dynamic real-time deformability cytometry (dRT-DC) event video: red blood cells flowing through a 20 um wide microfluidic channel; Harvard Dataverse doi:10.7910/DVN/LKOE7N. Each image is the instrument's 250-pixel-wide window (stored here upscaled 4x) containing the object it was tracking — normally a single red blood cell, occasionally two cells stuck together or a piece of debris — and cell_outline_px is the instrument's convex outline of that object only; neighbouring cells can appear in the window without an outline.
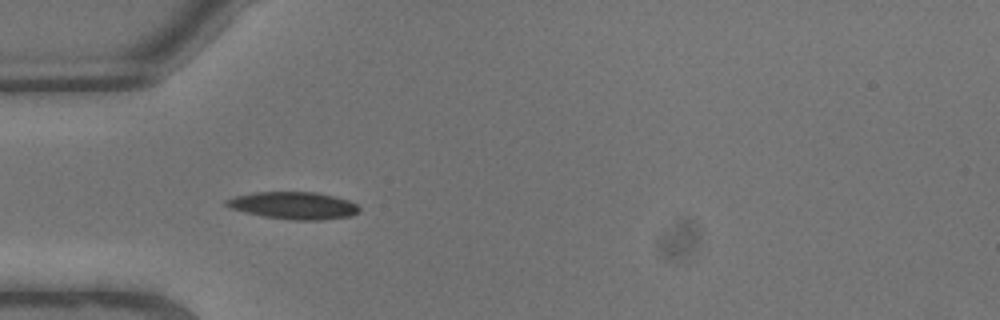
{"species": "common noctule bat (a hibernating species)", "species_latin": "Nyctalus noctula", "temperature_condition": "warm", "stored_images_in_passage": 3, "camera_frame_rate_fps": 3000, "um_per_image_px": 0.085, "animal": {"sex": "male", "body_mass_g": 13.3}, "frame": {"image": 1, "passage_image": 2, "time_ms": 0.333, "image_size_px": [1000, 320], "cell_outline_px": [[360, 212], [348, 216], [324, 220], [292, 220], [264, 216], [244, 212], [228, 208], [224, 204], [224, 200], [232, 196], [256, 192], [316, 192], [336, 196], [348, 200], [356, 204], [360, 208]], "centroid_in_image_um": [24.92, 17.46], "position_along_channel_um": 60.1, "area_um2": 21.33}}